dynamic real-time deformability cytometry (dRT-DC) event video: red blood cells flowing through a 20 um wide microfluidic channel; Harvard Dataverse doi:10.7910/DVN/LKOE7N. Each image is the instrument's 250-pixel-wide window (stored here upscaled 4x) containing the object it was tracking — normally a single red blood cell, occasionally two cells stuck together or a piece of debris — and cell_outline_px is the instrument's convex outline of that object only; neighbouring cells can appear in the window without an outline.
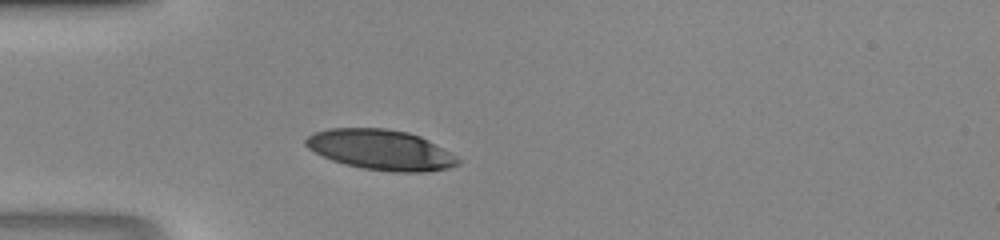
{"species": "human", "species_latin": "Homo sapiens", "temperature_condition": "room temperature", "stored_images_in_passage": 33, "camera_frame_rate_fps": 3000, "um_per_image_px": 0.085, "donor": {"sex": "male"}, "frame": {"image": 1, "passage_image": 1, "time_ms": 0.0, "image_size_px": [1000, 240], "cell_outline_px": [[460, 164], [448, 168], [424, 172], [392, 172], [364, 168], [344, 164], [332, 160], [308, 148], [304, 144], [304, 140], [312, 132], [328, 128], [384, 128], [408, 132], [420, 136], [428, 140], [448, 152], [460, 160]], "centroid_in_image_um": [32.33, 12.72], "position_along_channel_um": 52.7, "area_um2": 35.55}}
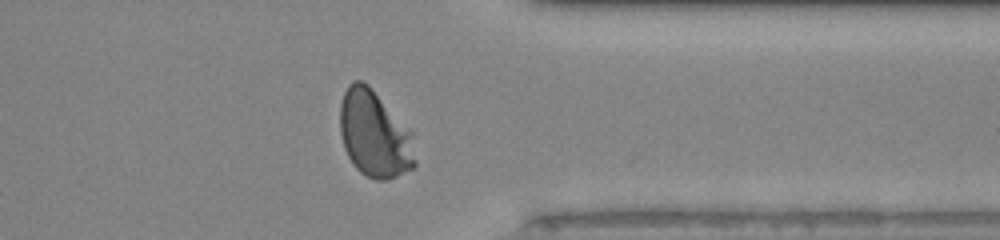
{"frame": {"image": 2, "passage_image": 24, "time_ms": 7.667, "image_size_px": [1000, 240], "cell_outline_px": [[416, 164], [412, 168], [388, 180], [376, 180], [360, 172], [352, 164], [344, 148], [340, 132], [340, 104], [344, 92], [348, 84], [352, 80], [364, 80], [368, 84], [412, 132], [416, 160]], "centroid_in_image_um": [31.82, 11.4], "position_along_channel_um": 379.6, "area_um2": 38.09}}
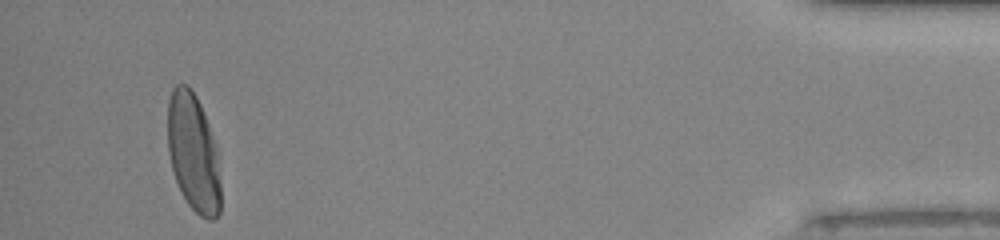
{"frame": {"image": 3, "passage_image": 31, "time_ms": 10.0, "image_size_px": [1000, 240], "cell_outline_px": [[220, 212], [212, 220], [208, 220], [200, 216], [188, 204], [176, 180], [172, 168], [168, 152], [168, 100], [172, 88], [176, 84], [188, 84], [196, 96], [200, 104], [208, 124], [216, 152], [220, 184]], "centroid_in_image_um": [16.41, 12.97], "position_along_channel_um": 418.8, "area_um2": 35.95}}